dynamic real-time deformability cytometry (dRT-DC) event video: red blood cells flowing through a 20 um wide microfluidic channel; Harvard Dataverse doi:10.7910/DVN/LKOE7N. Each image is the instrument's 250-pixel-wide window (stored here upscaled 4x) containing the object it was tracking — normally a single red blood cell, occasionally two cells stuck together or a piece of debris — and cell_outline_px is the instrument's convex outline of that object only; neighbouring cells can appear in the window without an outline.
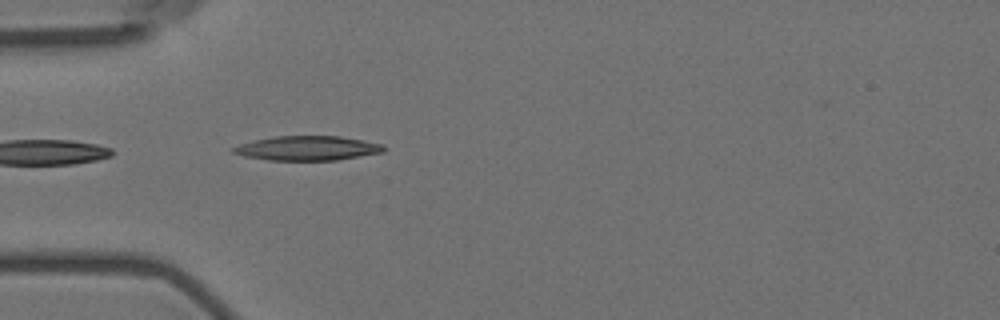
{"species": "Egyptian fruit bat (a non-hibernating species)", "species_latin": "Rousettus aegyptiacus", "temperature_condition": "room temperature", "stored_images_in_passage": 6, "camera_frame_rate_fps": 3000, "um_per_image_px": 0.085, "animal": {"sex": "female"}, "frame": {"image": 1, "passage_image": 2, "time_ms": 0.333, "image_size_px": [1000, 320], "cell_outline_px": [[384, 152], [336, 160], [268, 160], [244, 156], [232, 152], [232, 148], [240, 144], [252, 140], [276, 136], [340, 136], [384, 144]], "centroid_in_image_um": [26.12, 12.59], "position_along_channel_um": 58.9, "area_um2": 21.39}}